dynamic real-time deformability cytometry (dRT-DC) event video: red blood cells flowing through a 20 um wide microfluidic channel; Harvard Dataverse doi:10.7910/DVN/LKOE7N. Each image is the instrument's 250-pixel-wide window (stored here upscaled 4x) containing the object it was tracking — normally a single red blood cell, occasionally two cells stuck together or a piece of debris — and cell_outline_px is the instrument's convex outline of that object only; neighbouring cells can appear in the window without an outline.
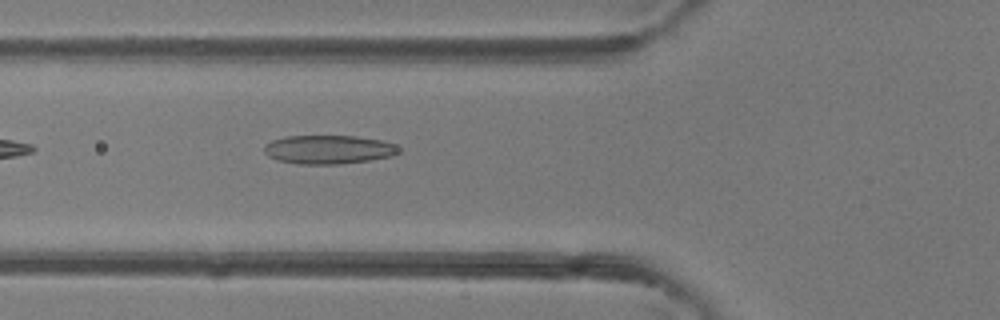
{"species": "common noctule bat (a hibernating species)", "species_latin": "Nyctalus noctula", "temperature_condition": "room temperature", "stored_images_in_passage": 2, "camera_frame_rate_fps": 3000, "um_per_image_px": 0.085, "animal": {"sex": "female"}, "frame": {"image": 1, "passage_image": 2, "time_ms": 1.333, "image_size_px": [1000, 320], "cell_outline_px": [[400, 152], [392, 156], [372, 160], [340, 164], [296, 164], [276, 160], [268, 156], [264, 152], [264, 144], [272, 140], [288, 136], [356, 136], [380, 140], [396, 144], [400, 148]], "centroid_in_image_um": [27.93, 12.72], "position_along_channel_um": 97.9, "area_um2": 22.77}}